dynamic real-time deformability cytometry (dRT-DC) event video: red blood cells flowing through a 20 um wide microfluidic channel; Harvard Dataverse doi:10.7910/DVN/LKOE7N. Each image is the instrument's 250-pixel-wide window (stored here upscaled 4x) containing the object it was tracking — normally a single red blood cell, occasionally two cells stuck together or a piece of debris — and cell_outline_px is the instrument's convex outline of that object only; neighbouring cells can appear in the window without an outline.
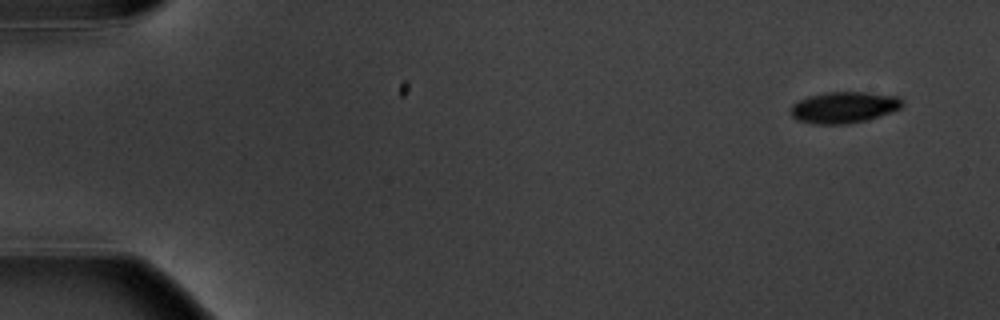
{"species": "common noctule bat (a hibernating species)", "species_latin": "Nyctalus noctula", "temperature_condition": "warm", "stored_images_in_passage": 6, "segment_of_instrument_passage": [1, 2], "camera_frame_rate_fps": 3000, "um_per_image_px": 0.085, "animal": {"sex": "male", "body_mass_g": 20.1, "forearm_length_mm": 53.5}, "frame": {"image": 1, "passage_image": 1, "time_ms": 0.0, "image_size_px": [1000, 320], "cell_outline_px": [[904, 104], [900, 108], [868, 120], [848, 124], [816, 124], [796, 120], [792, 116], [792, 104], [808, 96], [824, 92], [868, 92], [900, 96], [904, 100]], "centroid_in_image_um": [71.77, 9.12], "position_along_channel_um": 13.2, "area_um2": 20.52}}
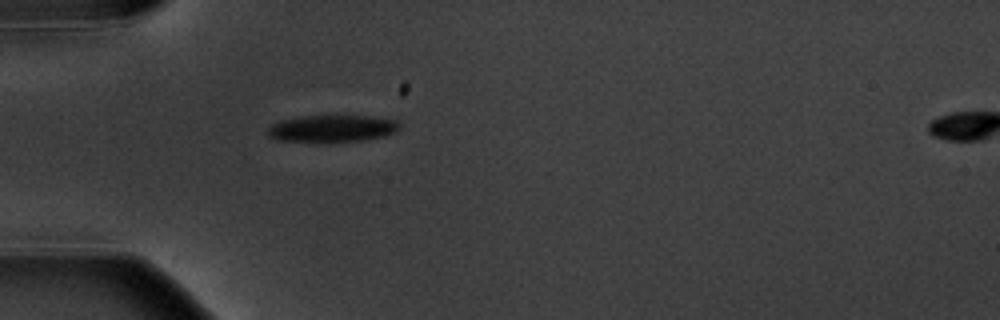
{"frame": {"image": 2, "passage_image": 5, "time_ms": 4.667, "image_size_px": [1000, 320], "cell_outline_px": [[400, 128], [396, 132], [384, 136], [364, 140], [280, 140], [268, 136], [268, 128], [272, 124], [280, 120], [304, 116], [364, 116], [396, 120], [400, 124]], "centroid_in_image_um": [28.26, 10.9], "position_along_channel_um": 56.7, "area_um2": 20.0}}